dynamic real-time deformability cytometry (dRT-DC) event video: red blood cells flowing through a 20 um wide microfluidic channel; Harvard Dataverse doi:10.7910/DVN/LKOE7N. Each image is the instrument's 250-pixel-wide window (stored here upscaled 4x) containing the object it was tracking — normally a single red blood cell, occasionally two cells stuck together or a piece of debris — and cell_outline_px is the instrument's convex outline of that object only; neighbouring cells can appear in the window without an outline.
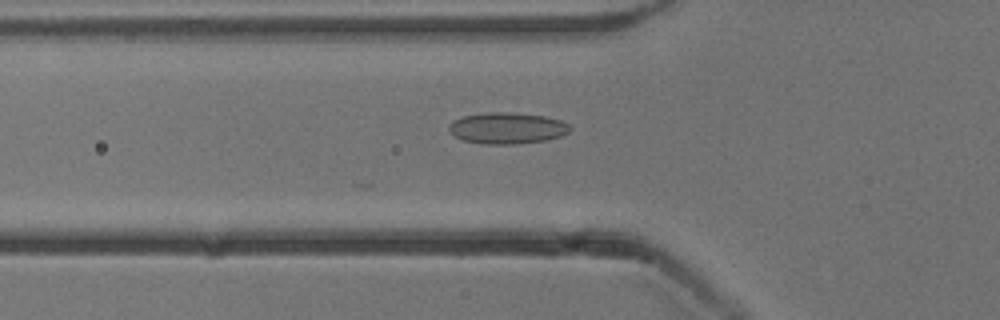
{"species": "common noctule bat (a hibernating species)", "species_latin": "Nyctalus noctula", "temperature_condition": "cold", "stored_images_in_passage": 54, "camera_frame_rate_fps": 3000, "um_per_image_px": 0.085, "animal": {"sex": "male", "body_mass_g": 13.3}, "frame": {"image": 1, "passage_image": 19, "time_ms": 6.0, "image_size_px": [1000, 320], "cell_outline_px": [[572, 128], [568, 132], [560, 136], [544, 140], [512, 144], [480, 144], [464, 140], [452, 136], [448, 132], [448, 124], [452, 120], [464, 116], [488, 112], [508, 112], [544, 116], [560, 120], [568, 124]], "centroid_in_image_um": [43.04, 10.89], "position_along_channel_um": 82.8, "area_um2": 22.14}}
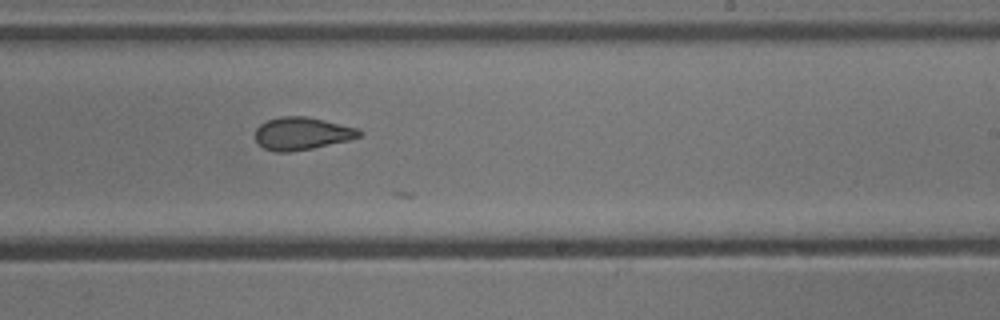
{"frame": {"image": 2, "passage_image": 33, "time_ms": 10.667, "image_size_px": [1000, 320], "cell_outline_px": [[364, 132], [360, 136], [348, 140], [312, 148], [288, 152], [276, 152], [264, 148], [256, 140], [256, 128], [260, 124], [268, 120], [280, 116], [308, 116], [360, 128]], "centroid_in_image_um": [25.69, 11.33], "position_along_channel_um": 263.3, "area_um2": 19.83}}
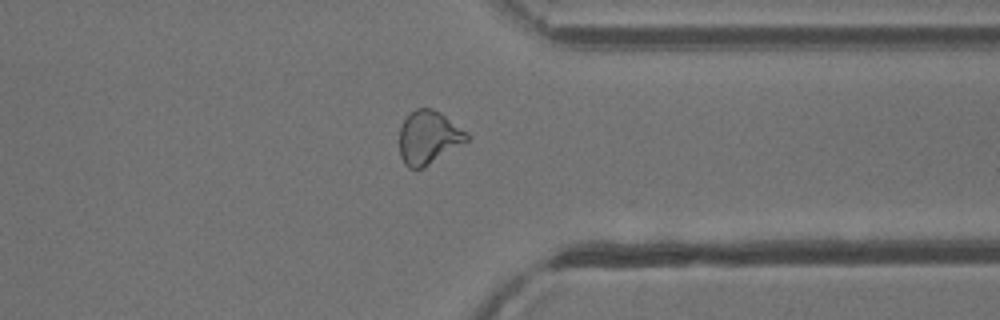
{"frame": {"image": 3, "passage_image": 42, "time_ms": 13.667, "image_size_px": [1000, 320], "cell_outline_px": [[468, 140], [424, 168], [408, 168], [404, 164], [400, 156], [400, 128], [404, 120], [416, 108], [432, 108], [440, 112], [468, 132]], "centroid_in_image_um": [36.42, 11.69], "position_along_channel_um": 375.0, "area_um2": 20.81}, "authors_computed_cell_mechanics": {"area_um2": 21.2993, "velocity_mm_per_s": 3.8563, "shape_relaxation_time_tau1_ms": null, "shape_relaxation_time_tau2_ms": 2.1985, "deformation_change_tau1": null, "deformation_change_tau2": 0.082}}